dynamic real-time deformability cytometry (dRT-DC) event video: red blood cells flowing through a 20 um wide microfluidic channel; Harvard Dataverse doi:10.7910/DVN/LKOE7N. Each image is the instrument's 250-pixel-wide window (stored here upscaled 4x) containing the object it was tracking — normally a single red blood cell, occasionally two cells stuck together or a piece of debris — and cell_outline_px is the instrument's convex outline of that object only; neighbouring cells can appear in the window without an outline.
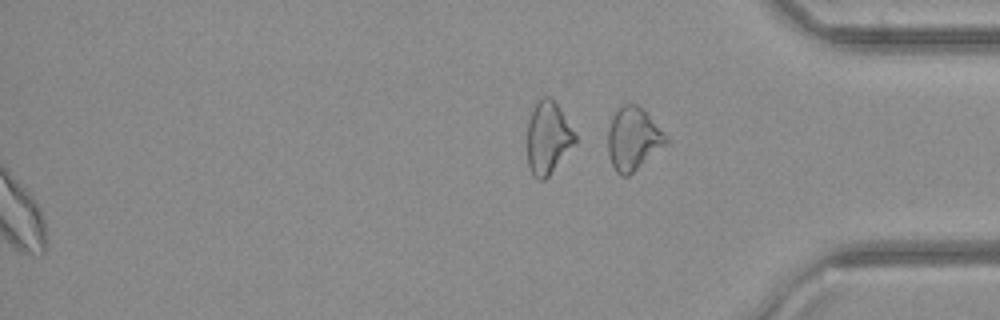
{"species": "common noctule bat (a hibernating species)", "species_latin": "Nyctalus noctula", "temperature_condition": "cold", "stored_images_in_passage": 46, "segment_of_instrument_passage": [2, 2], "camera_frame_rate_fps": 3000, "um_per_image_px": 0.085, "animal": {"sex": "female", "body_mass_g": 21.9}, "frame": {"image": 1, "passage_image": 46, "time_ms": 15.0, "image_size_px": [1000, 320], "cell_outline_px": [[668, 144], [628, 176], [620, 176], [616, 172], [608, 156], [608, 128], [612, 116], [624, 104], [636, 104], [644, 108], [668, 136]], "centroid_in_image_um": [53.85, 11.8], "position_along_channel_um": 381.4, "area_um2": 21.56}}